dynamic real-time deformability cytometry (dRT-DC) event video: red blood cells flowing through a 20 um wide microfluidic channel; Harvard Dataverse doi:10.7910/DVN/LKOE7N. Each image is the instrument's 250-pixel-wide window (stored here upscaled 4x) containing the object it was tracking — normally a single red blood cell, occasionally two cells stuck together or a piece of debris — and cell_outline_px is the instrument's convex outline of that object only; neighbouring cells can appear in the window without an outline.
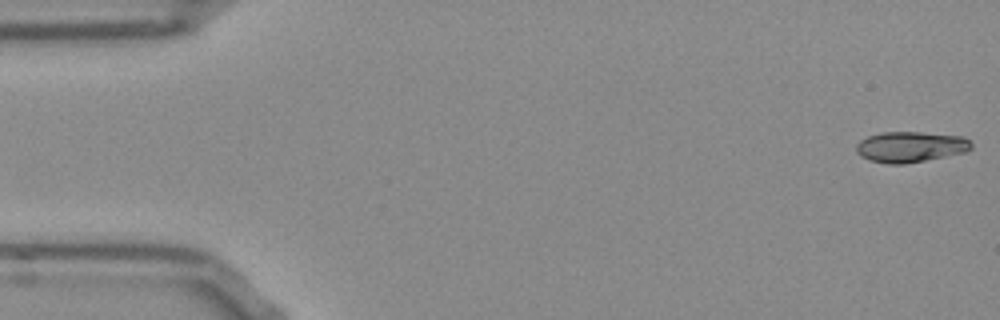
{"species": "Egyptian fruit bat (a non-hibernating species)", "species_latin": "Rousettus aegyptiacus", "temperature_condition": "room temperature", "stored_images_in_passage": 52, "camera_frame_rate_fps": 3000, "um_per_image_px": 0.085, "frame": {"image": 1, "passage_image": 1, "time_ms": 0.0, "image_size_px": [1000, 320], "cell_outline_px": [[972, 148], [968, 152], [904, 164], [888, 164], [868, 160], [860, 156], [856, 152], [856, 144], [860, 140], [868, 136], [880, 132], [920, 132], [964, 136], [972, 144]], "centroid_in_image_um": [77.38, 12.48], "position_along_channel_um": 7.6, "area_um2": 20.81}}
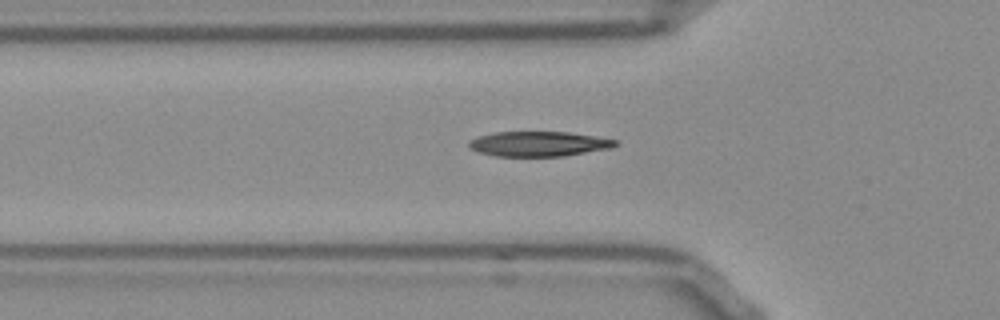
{"frame": {"image": 2, "passage_image": 17, "time_ms": 5.333, "image_size_px": [1000, 320], "cell_outline_px": [[620, 144], [612, 148], [564, 156], [496, 156], [476, 152], [468, 148], [468, 140], [476, 136], [492, 132], [568, 132], [596, 136], [620, 140]], "centroid_in_image_um": [45.78, 12.22], "position_along_channel_um": 80.0, "area_um2": 21.73}}
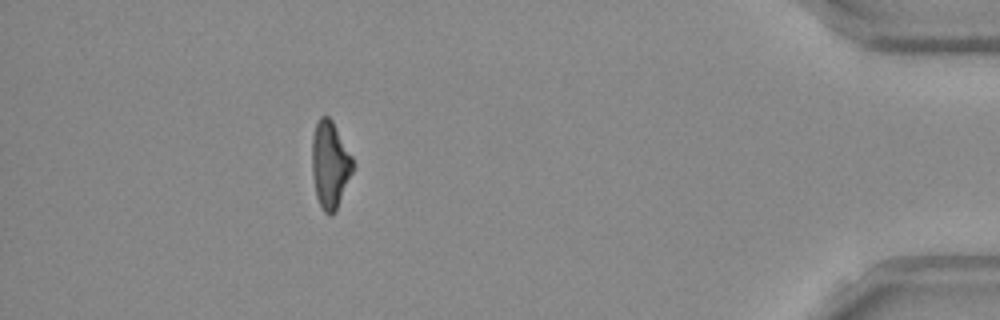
{"frame": {"image": 3, "passage_image": 47, "time_ms": 15.333, "image_size_px": [1000, 320], "cell_outline_px": [[356, 164], [336, 208], [332, 216], [328, 216], [324, 212], [316, 196], [312, 176], [312, 136], [316, 120], [320, 116], [328, 116], [332, 120], [352, 156]], "centroid_in_image_um": [28.04, 13.96], "position_along_channel_um": 407.2, "area_um2": 20.81}, "authors_computed_cell_mechanics": {"area_um2": 21.2415, "velocity_mm_per_s": 3.8298, "shape_relaxation_time_tau1_ms": 3.5402, "shape_relaxation_time_tau2_ms": 2.4501, "deformation_change_tau1": 0.1711, "deformation_change_tau2": 0.1072}}